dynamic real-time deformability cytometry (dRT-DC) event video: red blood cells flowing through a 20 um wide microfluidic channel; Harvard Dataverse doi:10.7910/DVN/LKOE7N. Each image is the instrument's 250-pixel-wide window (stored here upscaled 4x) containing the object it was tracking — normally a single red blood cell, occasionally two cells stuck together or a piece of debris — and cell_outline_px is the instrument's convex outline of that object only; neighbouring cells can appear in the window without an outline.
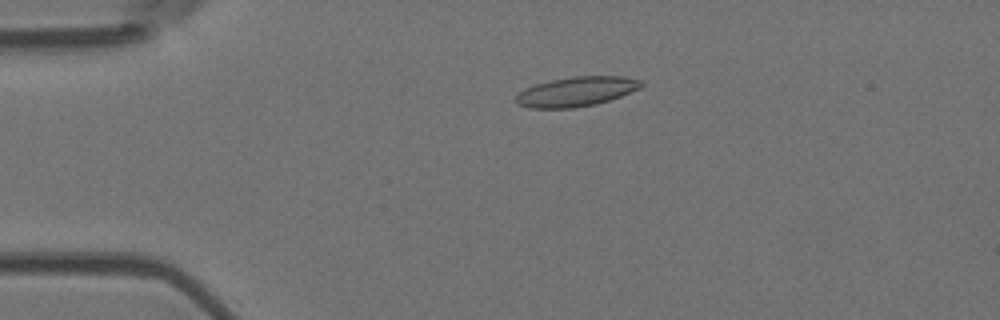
{"species": "Egyptian fruit bat (a non-hibernating species)", "species_latin": "Rousettus aegyptiacus", "temperature_condition": "room temperature", "stored_images_in_passage": 5, "camera_frame_rate_fps": 3000, "um_per_image_px": 0.085, "animal": {"sex": "female"}, "frame": {"image": 1, "passage_image": 4, "time_ms": 1.0, "image_size_px": [1000, 320], "cell_outline_px": [[644, 84], [640, 88], [620, 96], [596, 104], [572, 108], [532, 108], [516, 104], [516, 96], [524, 88], [536, 84], [552, 80], [576, 76], [624, 76], [644, 80]], "centroid_in_image_um": [49.01, 7.78], "position_along_channel_um": 36.0, "area_um2": 21.56}}